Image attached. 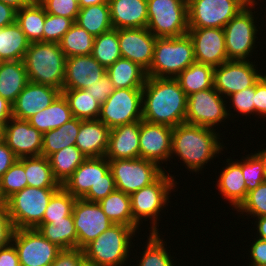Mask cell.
Here are the masks:
<instances>
[{
    "instance_id": "obj_66",
    "label": "cell",
    "mask_w": 266,
    "mask_h": 266,
    "mask_svg": "<svg viewBox=\"0 0 266 266\" xmlns=\"http://www.w3.org/2000/svg\"><path fill=\"white\" fill-rule=\"evenodd\" d=\"M249 2H252L253 4H257L258 1H256V0H249Z\"/></svg>"
},
{
    "instance_id": "obj_45",
    "label": "cell",
    "mask_w": 266,
    "mask_h": 266,
    "mask_svg": "<svg viewBox=\"0 0 266 266\" xmlns=\"http://www.w3.org/2000/svg\"><path fill=\"white\" fill-rule=\"evenodd\" d=\"M25 187H27V179L24 166L16 161L0 179V195L6 201Z\"/></svg>"
},
{
    "instance_id": "obj_4",
    "label": "cell",
    "mask_w": 266,
    "mask_h": 266,
    "mask_svg": "<svg viewBox=\"0 0 266 266\" xmlns=\"http://www.w3.org/2000/svg\"><path fill=\"white\" fill-rule=\"evenodd\" d=\"M133 227L112 224L82 250L88 266H126L130 258L132 239L136 237ZM129 259V260H128Z\"/></svg>"
},
{
    "instance_id": "obj_25",
    "label": "cell",
    "mask_w": 266,
    "mask_h": 266,
    "mask_svg": "<svg viewBox=\"0 0 266 266\" xmlns=\"http://www.w3.org/2000/svg\"><path fill=\"white\" fill-rule=\"evenodd\" d=\"M114 29L147 28V0H108Z\"/></svg>"
},
{
    "instance_id": "obj_34",
    "label": "cell",
    "mask_w": 266,
    "mask_h": 266,
    "mask_svg": "<svg viewBox=\"0 0 266 266\" xmlns=\"http://www.w3.org/2000/svg\"><path fill=\"white\" fill-rule=\"evenodd\" d=\"M81 119L73 117L71 120L43 134L42 156L48 158L51 154L75 145L80 130Z\"/></svg>"
},
{
    "instance_id": "obj_3",
    "label": "cell",
    "mask_w": 266,
    "mask_h": 266,
    "mask_svg": "<svg viewBox=\"0 0 266 266\" xmlns=\"http://www.w3.org/2000/svg\"><path fill=\"white\" fill-rule=\"evenodd\" d=\"M63 187L75 198L99 202L116 189L109 160L105 156L86 158Z\"/></svg>"
},
{
    "instance_id": "obj_50",
    "label": "cell",
    "mask_w": 266,
    "mask_h": 266,
    "mask_svg": "<svg viewBox=\"0 0 266 266\" xmlns=\"http://www.w3.org/2000/svg\"><path fill=\"white\" fill-rule=\"evenodd\" d=\"M51 15L62 16L76 21L80 11L78 0H37Z\"/></svg>"
},
{
    "instance_id": "obj_46",
    "label": "cell",
    "mask_w": 266,
    "mask_h": 266,
    "mask_svg": "<svg viewBox=\"0 0 266 266\" xmlns=\"http://www.w3.org/2000/svg\"><path fill=\"white\" fill-rule=\"evenodd\" d=\"M239 214L251 217L266 216V181L247 193L246 199L236 209ZM241 212V213H240Z\"/></svg>"
},
{
    "instance_id": "obj_63",
    "label": "cell",
    "mask_w": 266,
    "mask_h": 266,
    "mask_svg": "<svg viewBox=\"0 0 266 266\" xmlns=\"http://www.w3.org/2000/svg\"><path fill=\"white\" fill-rule=\"evenodd\" d=\"M79 7L84 8L91 5L108 3V0H78Z\"/></svg>"
},
{
    "instance_id": "obj_36",
    "label": "cell",
    "mask_w": 266,
    "mask_h": 266,
    "mask_svg": "<svg viewBox=\"0 0 266 266\" xmlns=\"http://www.w3.org/2000/svg\"><path fill=\"white\" fill-rule=\"evenodd\" d=\"M35 229L61 249L77 248V232L73 215L64 217V220L40 223Z\"/></svg>"
},
{
    "instance_id": "obj_33",
    "label": "cell",
    "mask_w": 266,
    "mask_h": 266,
    "mask_svg": "<svg viewBox=\"0 0 266 266\" xmlns=\"http://www.w3.org/2000/svg\"><path fill=\"white\" fill-rule=\"evenodd\" d=\"M30 43L16 22L0 28V61L23 60Z\"/></svg>"
},
{
    "instance_id": "obj_11",
    "label": "cell",
    "mask_w": 266,
    "mask_h": 266,
    "mask_svg": "<svg viewBox=\"0 0 266 266\" xmlns=\"http://www.w3.org/2000/svg\"><path fill=\"white\" fill-rule=\"evenodd\" d=\"M227 103L214 87L194 92L187 96L185 123L211 129L217 126L218 129V125L226 119L235 118L226 108L229 107Z\"/></svg>"
},
{
    "instance_id": "obj_40",
    "label": "cell",
    "mask_w": 266,
    "mask_h": 266,
    "mask_svg": "<svg viewBox=\"0 0 266 266\" xmlns=\"http://www.w3.org/2000/svg\"><path fill=\"white\" fill-rule=\"evenodd\" d=\"M73 117L81 120H97L101 104L86 89H62Z\"/></svg>"
},
{
    "instance_id": "obj_26",
    "label": "cell",
    "mask_w": 266,
    "mask_h": 266,
    "mask_svg": "<svg viewBox=\"0 0 266 266\" xmlns=\"http://www.w3.org/2000/svg\"><path fill=\"white\" fill-rule=\"evenodd\" d=\"M111 129L100 120H81L75 146L86 158L105 156Z\"/></svg>"
},
{
    "instance_id": "obj_19",
    "label": "cell",
    "mask_w": 266,
    "mask_h": 266,
    "mask_svg": "<svg viewBox=\"0 0 266 266\" xmlns=\"http://www.w3.org/2000/svg\"><path fill=\"white\" fill-rule=\"evenodd\" d=\"M188 35L194 45L196 62L217 67L228 61L222 28H189Z\"/></svg>"
},
{
    "instance_id": "obj_62",
    "label": "cell",
    "mask_w": 266,
    "mask_h": 266,
    "mask_svg": "<svg viewBox=\"0 0 266 266\" xmlns=\"http://www.w3.org/2000/svg\"><path fill=\"white\" fill-rule=\"evenodd\" d=\"M254 155L260 160L263 167L264 176L266 179V148L259 150L258 152L254 151Z\"/></svg>"
},
{
    "instance_id": "obj_58",
    "label": "cell",
    "mask_w": 266,
    "mask_h": 266,
    "mask_svg": "<svg viewBox=\"0 0 266 266\" xmlns=\"http://www.w3.org/2000/svg\"><path fill=\"white\" fill-rule=\"evenodd\" d=\"M16 11L12 6L0 1V28L16 22Z\"/></svg>"
},
{
    "instance_id": "obj_21",
    "label": "cell",
    "mask_w": 266,
    "mask_h": 266,
    "mask_svg": "<svg viewBox=\"0 0 266 266\" xmlns=\"http://www.w3.org/2000/svg\"><path fill=\"white\" fill-rule=\"evenodd\" d=\"M156 38L147 28L118 29L122 58L139 64L147 71L153 60Z\"/></svg>"
},
{
    "instance_id": "obj_56",
    "label": "cell",
    "mask_w": 266,
    "mask_h": 266,
    "mask_svg": "<svg viewBox=\"0 0 266 266\" xmlns=\"http://www.w3.org/2000/svg\"><path fill=\"white\" fill-rule=\"evenodd\" d=\"M18 161L14 152L6 145L4 140L0 141V179L9 168Z\"/></svg>"
},
{
    "instance_id": "obj_1",
    "label": "cell",
    "mask_w": 266,
    "mask_h": 266,
    "mask_svg": "<svg viewBox=\"0 0 266 266\" xmlns=\"http://www.w3.org/2000/svg\"><path fill=\"white\" fill-rule=\"evenodd\" d=\"M142 103V120L172 128L185 123L187 95L176 78L147 76Z\"/></svg>"
},
{
    "instance_id": "obj_10",
    "label": "cell",
    "mask_w": 266,
    "mask_h": 266,
    "mask_svg": "<svg viewBox=\"0 0 266 266\" xmlns=\"http://www.w3.org/2000/svg\"><path fill=\"white\" fill-rule=\"evenodd\" d=\"M256 6L250 2L223 27L228 60H251L259 31L258 18L254 17Z\"/></svg>"
},
{
    "instance_id": "obj_18",
    "label": "cell",
    "mask_w": 266,
    "mask_h": 266,
    "mask_svg": "<svg viewBox=\"0 0 266 266\" xmlns=\"http://www.w3.org/2000/svg\"><path fill=\"white\" fill-rule=\"evenodd\" d=\"M173 128L141 120L139 147L140 158L155 162L160 167L171 160Z\"/></svg>"
},
{
    "instance_id": "obj_44",
    "label": "cell",
    "mask_w": 266,
    "mask_h": 266,
    "mask_svg": "<svg viewBox=\"0 0 266 266\" xmlns=\"http://www.w3.org/2000/svg\"><path fill=\"white\" fill-rule=\"evenodd\" d=\"M76 199L61 186L51 197L41 223L64 220V217L72 215Z\"/></svg>"
},
{
    "instance_id": "obj_51",
    "label": "cell",
    "mask_w": 266,
    "mask_h": 266,
    "mask_svg": "<svg viewBox=\"0 0 266 266\" xmlns=\"http://www.w3.org/2000/svg\"><path fill=\"white\" fill-rule=\"evenodd\" d=\"M50 266H87L82 249H62Z\"/></svg>"
},
{
    "instance_id": "obj_48",
    "label": "cell",
    "mask_w": 266,
    "mask_h": 266,
    "mask_svg": "<svg viewBox=\"0 0 266 266\" xmlns=\"http://www.w3.org/2000/svg\"><path fill=\"white\" fill-rule=\"evenodd\" d=\"M243 158H241V172L244 176L245 186L248 193L259 186L262 182L266 181V179L262 163L253 153H251V155H245Z\"/></svg>"
},
{
    "instance_id": "obj_29",
    "label": "cell",
    "mask_w": 266,
    "mask_h": 266,
    "mask_svg": "<svg viewBox=\"0 0 266 266\" xmlns=\"http://www.w3.org/2000/svg\"><path fill=\"white\" fill-rule=\"evenodd\" d=\"M73 118L69 103L61 93L48 107L33 115L28 121L40 133L57 129Z\"/></svg>"
},
{
    "instance_id": "obj_30",
    "label": "cell",
    "mask_w": 266,
    "mask_h": 266,
    "mask_svg": "<svg viewBox=\"0 0 266 266\" xmlns=\"http://www.w3.org/2000/svg\"><path fill=\"white\" fill-rule=\"evenodd\" d=\"M114 89L143 88L147 79L146 70L129 59L120 58L106 69Z\"/></svg>"
},
{
    "instance_id": "obj_53",
    "label": "cell",
    "mask_w": 266,
    "mask_h": 266,
    "mask_svg": "<svg viewBox=\"0 0 266 266\" xmlns=\"http://www.w3.org/2000/svg\"><path fill=\"white\" fill-rule=\"evenodd\" d=\"M266 117V74L255 84V116Z\"/></svg>"
},
{
    "instance_id": "obj_64",
    "label": "cell",
    "mask_w": 266,
    "mask_h": 266,
    "mask_svg": "<svg viewBox=\"0 0 266 266\" xmlns=\"http://www.w3.org/2000/svg\"><path fill=\"white\" fill-rule=\"evenodd\" d=\"M6 123L0 120V141L4 139Z\"/></svg>"
},
{
    "instance_id": "obj_6",
    "label": "cell",
    "mask_w": 266,
    "mask_h": 266,
    "mask_svg": "<svg viewBox=\"0 0 266 266\" xmlns=\"http://www.w3.org/2000/svg\"><path fill=\"white\" fill-rule=\"evenodd\" d=\"M194 62V45L188 33L156 38L153 60L146 73L149 77L176 78Z\"/></svg>"
},
{
    "instance_id": "obj_20",
    "label": "cell",
    "mask_w": 266,
    "mask_h": 266,
    "mask_svg": "<svg viewBox=\"0 0 266 266\" xmlns=\"http://www.w3.org/2000/svg\"><path fill=\"white\" fill-rule=\"evenodd\" d=\"M3 140L18 159L42 155L43 134L28 120L12 117L6 123Z\"/></svg>"
},
{
    "instance_id": "obj_14",
    "label": "cell",
    "mask_w": 266,
    "mask_h": 266,
    "mask_svg": "<svg viewBox=\"0 0 266 266\" xmlns=\"http://www.w3.org/2000/svg\"><path fill=\"white\" fill-rule=\"evenodd\" d=\"M249 0H187L189 28H222Z\"/></svg>"
},
{
    "instance_id": "obj_32",
    "label": "cell",
    "mask_w": 266,
    "mask_h": 266,
    "mask_svg": "<svg viewBox=\"0 0 266 266\" xmlns=\"http://www.w3.org/2000/svg\"><path fill=\"white\" fill-rule=\"evenodd\" d=\"M18 161L24 166L27 186L36 188H60L55 179L49 159L45 156L20 158Z\"/></svg>"
},
{
    "instance_id": "obj_42",
    "label": "cell",
    "mask_w": 266,
    "mask_h": 266,
    "mask_svg": "<svg viewBox=\"0 0 266 266\" xmlns=\"http://www.w3.org/2000/svg\"><path fill=\"white\" fill-rule=\"evenodd\" d=\"M147 239L144 251L141 252L142 256L137 260V266H177L176 261L173 262L174 257L171 256L170 250L167 249V245L165 246L167 243L162 240L159 233H150Z\"/></svg>"
},
{
    "instance_id": "obj_27",
    "label": "cell",
    "mask_w": 266,
    "mask_h": 266,
    "mask_svg": "<svg viewBox=\"0 0 266 266\" xmlns=\"http://www.w3.org/2000/svg\"><path fill=\"white\" fill-rule=\"evenodd\" d=\"M226 165L222 168L217 181V188L219 193L228 200L230 206L235 210L246 199L247 188L245 186V179L241 172V161H233L231 158L226 159Z\"/></svg>"
},
{
    "instance_id": "obj_9",
    "label": "cell",
    "mask_w": 266,
    "mask_h": 266,
    "mask_svg": "<svg viewBox=\"0 0 266 266\" xmlns=\"http://www.w3.org/2000/svg\"><path fill=\"white\" fill-rule=\"evenodd\" d=\"M147 29L157 38L188 33L187 0H147Z\"/></svg>"
},
{
    "instance_id": "obj_22",
    "label": "cell",
    "mask_w": 266,
    "mask_h": 266,
    "mask_svg": "<svg viewBox=\"0 0 266 266\" xmlns=\"http://www.w3.org/2000/svg\"><path fill=\"white\" fill-rule=\"evenodd\" d=\"M62 92L52 86L28 82L12 103L14 118L29 120L33 115L50 106Z\"/></svg>"
},
{
    "instance_id": "obj_24",
    "label": "cell",
    "mask_w": 266,
    "mask_h": 266,
    "mask_svg": "<svg viewBox=\"0 0 266 266\" xmlns=\"http://www.w3.org/2000/svg\"><path fill=\"white\" fill-rule=\"evenodd\" d=\"M141 121L120 125L110 131L105 157L108 160L140 158Z\"/></svg>"
},
{
    "instance_id": "obj_49",
    "label": "cell",
    "mask_w": 266,
    "mask_h": 266,
    "mask_svg": "<svg viewBox=\"0 0 266 266\" xmlns=\"http://www.w3.org/2000/svg\"><path fill=\"white\" fill-rule=\"evenodd\" d=\"M228 102L231 104L230 109H233L242 116L255 115V85L243 89L228 96ZM230 100V101H229ZM249 114V115H248Z\"/></svg>"
},
{
    "instance_id": "obj_43",
    "label": "cell",
    "mask_w": 266,
    "mask_h": 266,
    "mask_svg": "<svg viewBox=\"0 0 266 266\" xmlns=\"http://www.w3.org/2000/svg\"><path fill=\"white\" fill-rule=\"evenodd\" d=\"M91 55L106 69L122 58L118 30L113 28L96 36Z\"/></svg>"
},
{
    "instance_id": "obj_28",
    "label": "cell",
    "mask_w": 266,
    "mask_h": 266,
    "mask_svg": "<svg viewBox=\"0 0 266 266\" xmlns=\"http://www.w3.org/2000/svg\"><path fill=\"white\" fill-rule=\"evenodd\" d=\"M29 82L23 60L0 61V96L13 103Z\"/></svg>"
},
{
    "instance_id": "obj_59",
    "label": "cell",
    "mask_w": 266,
    "mask_h": 266,
    "mask_svg": "<svg viewBox=\"0 0 266 266\" xmlns=\"http://www.w3.org/2000/svg\"><path fill=\"white\" fill-rule=\"evenodd\" d=\"M12 117V103L0 96V120L7 123Z\"/></svg>"
},
{
    "instance_id": "obj_7",
    "label": "cell",
    "mask_w": 266,
    "mask_h": 266,
    "mask_svg": "<svg viewBox=\"0 0 266 266\" xmlns=\"http://www.w3.org/2000/svg\"><path fill=\"white\" fill-rule=\"evenodd\" d=\"M177 184L174 175L165 171L155 182L132 193L130 197L133 220L139 226L143 220H151L149 233H159L157 221L161 218L160 212L170 203L169 195Z\"/></svg>"
},
{
    "instance_id": "obj_38",
    "label": "cell",
    "mask_w": 266,
    "mask_h": 266,
    "mask_svg": "<svg viewBox=\"0 0 266 266\" xmlns=\"http://www.w3.org/2000/svg\"><path fill=\"white\" fill-rule=\"evenodd\" d=\"M176 79L188 96L194 92L214 87V67L195 61L182 71Z\"/></svg>"
},
{
    "instance_id": "obj_52",
    "label": "cell",
    "mask_w": 266,
    "mask_h": 266,
    "mask_svg": "<svg viewBox=\"0 0 266 266\" xmlns=\"http://www.w3.org/2000/svg\"><path fill=\"white\" fill-rule=\"evenodd\" d=\"M86 90H88L89 93L95 97L98 103L102 105L112 94L114 87L109 75L106 73L99 80H97L96 83L86 87Z\"/></svg>"
},
{
    "instance_id": "obj_55",
    "label": "cell",
    "mask_w": 266,
    "mask_h": 266,
    "mask_svg": "<svg viewBox=\"0 0 266 266\" xmlns=\"http://www.w3.org/2000/svg\"><path fill=\"white\" fill-rule=\"evenodd\" d=\"M13 231L11 219L4 206L0 210V248L7 246L11 242Z\"/></svg>"
},
{
    "instance_id": "obj_61",
    "label": "cell",
    "mask_w": 266,
    "mask_h": 266,
    "mask_svg": "<svg viewBox=\"0 0 266 266\" xmlns=\"http://www.w3.org/2000/svg\"><path fill=\"white\" fill-rule=\"evenodd\" d=\"M4 4L12 6L15 10L30 5L34 0H0Z\"/></svg>"
},
{
    "instance_id": "obj_12",
    "label": "cell",
    "mask_w": 266,
    "mask_h": 266,
    "mask_svg": "<svg viewBox=\"0 0 266 266\" xmlns=\"http://www.w3.org/2000/svg\"><path fill=\"white\" fill-rule=\"evenodd\" d=\"M109 165L116 189L129 195L152 184L167 171L143 158L109 160Z\"/></svg>"
},
{
    "instance_id": "obj_31",
    "label": "cell",
    "mask_w": 266,
    "mask_h": 266,
    "mask_svg": "<svg viewBox=\"0 0 266 266\" xmlns=\"http://www.w3.org/2000/svg\"><path fill=\"white\" fill-rule=\"evenodd\" d=\"M98 203L113 224L127 225L139 231L140 226L133 220L129 194L115 189Z\"/></svg>"
},
{
    "instance_id": "obj_41",
    "label": "cell",
    "mask_w": 266,
    "mask_h": 266,
    "mask_svg": "<svg viewBox=\"0 0 266 266\" xmlns=\"http://www.w3.org/2000/svg\"><path fill=\"white\" fill-rule=\"evenodd\" d=\"M95 37L75 22L59 42L66 58L92 53Z\"/></svg>"
},
{
    "instance_id": "obj_60",
    "label": "cell",
    "mask_w": 266,
    "mask_h": 266,
    "mask_svg": "<svg viewBox=\"0 0 266 266\" xmlns=\"http://www.w3.org/2000/svg\"><path fill=\"white\" fill-rule=\"evenodd\" d=\"M255 230L257 238L266 240V216L256 217Z\"/></svg>"
},
{
    "instance_id": "obj_13",
    "label": "cell",
    "mask_w": 266,
    "mask_h": 266,
    "mask_svg": "<svg viewBox=\"0 0 266 266\" xmlns=\"http://www.w3.org/2000/svg\"><path fill=\"white\" fill-rule=\"evenodd\" d=\"M142 88L114 89L101 105L98 120L110 129L142 120Z\"/></svg>"
},
{
    "instance_id": "obj_35",
    "label": "cell",
    "mask_w": 266,
    "mask_h": 266,
    "mask_svg": "<svg viewBox=\"0 0 266 266\" xmlns=\"http://www.w3.org/2000/svg\"><path fill=\"white\" fill-rule=\"evenodd\" d=\"M45 16L46 10L37 0L16 11V23L30 42H43Z\"/></svg>"
},
{
    "instance_id": "obj_65",
    "label": "cell",
    "mask_w": 266,
    "mask_h": 266,
    "mask_svg": "<svg viewBox=\"0 0 266 266\" xmlns=\"http://www.w3.org/2000/svg\"><path fill=\"white\" fill-rule=\"evenodd\" d=\"M5 206V201L2 199L0 195V210Z\"/></svg>"
},
{
    "instance_id": "obj_5",
    "label": "cell",
    "mask_w": 266,
    "mask_h": 266,
    "mask_svg": "<svg viewBox=\"0 0 266 266\" xmlns=\"http://www.w3.org/2000/svg\"><path fill=\"white\" fill-rule=\"evenodd\" d=\"M66 56L55 42H31L23 63L29 82L52 86L62 92Z\"/></svg>"
},
{
    "instance_id": "obj_8",
    "label": "cell",
    "mask_w": 266,
    "mask_h": 266,
    "mask_svg": "<svg viewBox=\"0 0 266 266\" xmlns=\"http://www.w3.org/2000/svg\"><path fill=\"white\" fill-rule=\"evenodd\" d=\"M59 188L27 186L5 201L14 229H34L43 219L46 207Z\"/></svg>"
},
{
    "instance_id": "obj_54",
    "label": "cell",
    "mask_w": 266,
    "mask_h": 266,
    "mask_svg": "<svg viewBox=\"0 0 266 266\" xmlns=\"http://www.w3.org/2000/svg\"><path fill=\"white\" fill-rule=\"evenodd\" d=\"M249 250V257L251 258L249 266L266 265V240L256 237Z\"/></svg>"
},
{
    "instance_id": "obj_15",
    "label": "cell",
    "mask_w": 266,
    "mask_h": 266,
    "mask_svg": "<svg viewBox=\"0 0 266 266\" xmlns=\"http://www.w3.org/2000/svg\"><path fill=\"white\" fill-rule=\"evenodd\" d=\"M14 244L21 266H50L62 250L37 229H14Z\"/></svg>"
},
{
    "instance_id": "obj_57",
    "label": "cell",
    "mask_w": 266,
    "mask_h": 266,
    "mask_svg": "<svg viewBox=\"0 0 266 266\" xmlns=\"http://www.w3.org/2000/svg\"><path fill=\"white\" fill-rule=\"evenodd\" d=\"M0 266H21L16 248L12 242L0 248Z\"/></svg>"
},
{
    "instance_id": "obj_16",
    "label": "cell",
    "mask_w": 266,
    "mask_h": 266,
    "mask_svg": "<svg viewBox=\"0 0 266 266\" xmlns=\"http://www.w3.org/2000/svg\"><path fill=\"white\" fill-rule=\"evenodd\" d=\"M255 61L228 60L214 67V88L225 98L254 86L264 75L256 69Z\"/></svg>"
},
{
    "instance_id": "obj_37",
    "label": "cell",
    "mask_w": 266,
    "mask_h": 266,
    "mask_svg": "<svg viewBox=\"0 0 266 266\" xmlns=\"http://www.w3.org/2000/svg\"><path fill=\"white\" fill-rule=\"evenodd\" d=\"M75 23L96 37L113 29L108 3L80 8Z\"/></svg>"
},
{
    "instance_id": "obj_39",
    "label": "cell",
    "mask_w": 266,
    "mask_h": 266,
    "mask_svg": "<svg viewBox=\"0 0 266 266\" xmlns=\"http://www.w3.org/2000/svg\"><path fill=\"white\" fill-rule=\"evenodd\" d=\"M48 159L55 179L63 186L86 157L72 145L51 154Z\"/></svg>"
},
{
    "instance_id": "obj_23",
    "label": "cell",
    "mask_w": 266,
    "mask_h": 266,
    "mask_svg": "<svg viewBox=\"0 0 266 266\" xmlns=\"http://www.w3.org/2000/svg\"><path fill=\"white\" fill-rule=\"evenodd\" d=\"M104 74L103 67L91 54L66 58L63 89H86Z\"/></svg>"
},
{
    "instance_id": "obj_2",
    "label": "cell",
    "mask_w": 266,
    "mask_h": 266,
    "mask_svg": "<svg viewBox=\"0 0 266 266\" xmlns=\"http://www.w3.org/2000/svg\"><path fill=\"white\" fill-rule=\"evenodd\" d=\"M216 130L187 123L173 127L171 159L178 157L193 173L202 171L226 147L220 142L221 134Z\"/></svg>"
},
{
    "instance_id": "obj_47",
    "label": "cell",
    "mask_w": 266,
    "mask_h": 266,
    "mask_svg": "<svg viewBox=\"0 0 266 266\" xmlns=\"http://www.w3.org/2000/svg\"><path fill=\"white\" fill-rule=\"evenodd\" d=\"M73 24L74 21L70 18L46 13L43 27V42L59 43Z\"/></svg>"
},
{
    "instance_id": "obj_17",
    "label": "cell",
    "mask_w": 266,
    "mask_h": 266,
    "mask_svg": "<svg viewBox=\"0 0 266 266\" xmlns=\"http://www.w3.org/2000/svg\"><path fill=\"white\" fill-rule=\"evenodd\" d=\"M72 215L79 249H83L113 224L98 202L83 198L76 199Z\"/></svg>"
}]
</instances>
